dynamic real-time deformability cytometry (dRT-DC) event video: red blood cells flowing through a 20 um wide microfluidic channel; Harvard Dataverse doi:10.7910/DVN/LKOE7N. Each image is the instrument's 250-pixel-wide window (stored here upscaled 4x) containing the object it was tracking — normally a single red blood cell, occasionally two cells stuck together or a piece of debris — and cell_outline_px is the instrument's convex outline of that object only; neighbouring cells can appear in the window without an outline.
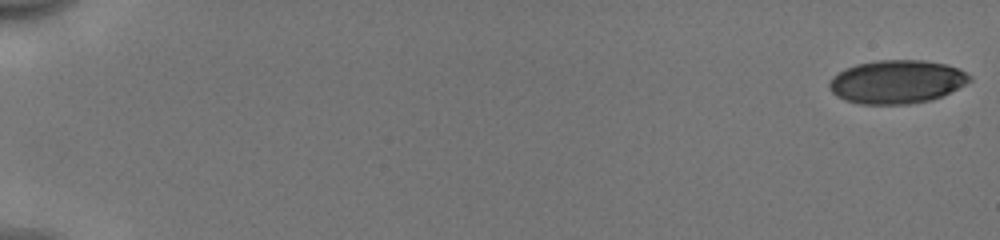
{"species": "human", "species_latin": "Homo sapiens", "temperature_condition": "cold", "stored_images_in_passage": 53, "camera_frame_rate_fps": 3000, "um_per_image_px": 0.085, "donor": {"sex": "male"}, "frame": {"image": 1, "passage_image": 1, "time_ms": 0.0, "image_size_px": [1000, 240], "cell_outline_px": [[972, 80], [932, 100], [908, 104], [860, 104], [844, 100], [836, 96], [828, 88], [828, 80], [832, 76], [844, 68], [856, 64], [876, 60], [924, 60], [944, 64], [960, 68], [972, 76]], "centroid_in_image_um": [76.18, 6.94], "position_along_channel_um": 8.8, "area_um2": 35.72}}
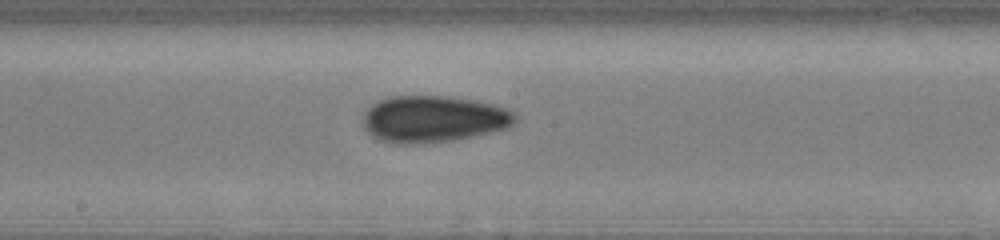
{"frame": {"image": 2, "passage_image": 31, "time_ms": 10.0, "image_size_px": [1000, 240], "cell_outline_px": [[516, 120], [508, 128], [472, 136], [452, 140], [416, 144], [400, 144], [380, 140], [372, 136], [364, 128], [360, 120], [364, 112], [372, 104], [388, 96], [452, 96], [476, 100], [492, 104], [504, 108], [512, 112], [516, 116]], "centroid_in_image_um": [36.78, 10.11], "position_along_channel_um": 211.4, "area_um2": 41.56}}
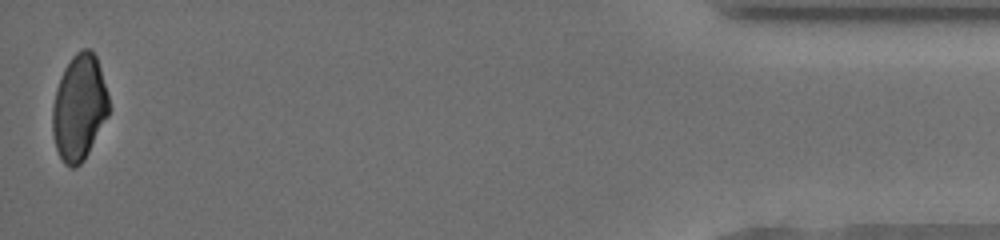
{"frame": {"image": 3, "passage_image": 53, "time_ms": 17.333, "image_size_px": [1000, 240], "cell_outline_px": [[108, 116], [84, 160], [76, 168], [72, 168], [64, 164], [56, 148], [52, 132], [52, 108], [56, 88], [60, 76], [64, 68], [72, 56], [76, 52], [84, 48], [88, 48], [96, 56], [100, 68], [108, 96]], "centroid_in_image_um": [6.71, 9.15], "position_along_channel_um": 428.5, "area_um2": 34.68}, "authors_computed_cell_mechanics": {"area_um2": 37.7434, "velocity_mm_per_s": 3.9838, "shape_relaxation_time_tau1_ms": null, "shape_relaxation_time_tau2_ms": 2.8989, "deformation_change_tau1": null, "deformation_change_tau2": 0.0713}}